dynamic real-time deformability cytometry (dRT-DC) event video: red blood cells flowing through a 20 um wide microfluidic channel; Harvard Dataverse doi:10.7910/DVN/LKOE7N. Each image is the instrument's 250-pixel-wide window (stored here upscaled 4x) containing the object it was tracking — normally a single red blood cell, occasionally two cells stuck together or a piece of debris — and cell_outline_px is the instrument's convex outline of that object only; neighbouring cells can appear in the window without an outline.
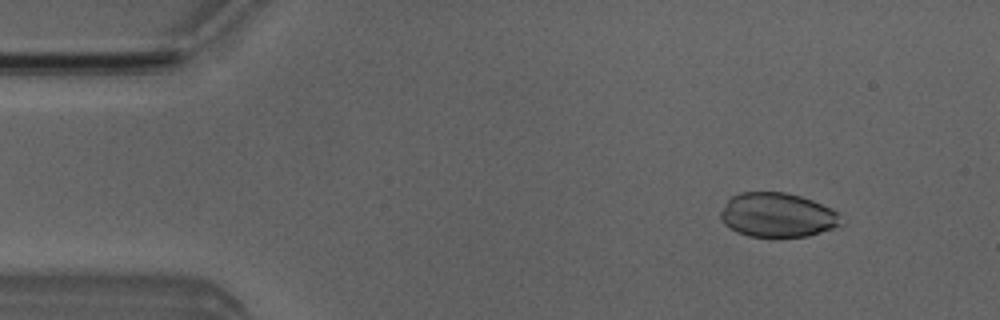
{"species": "Egyptian fruit bat (a non-hibernating species)", "species_latin": "Rousettus aegyptiacus", "temperature_condition": "room temperature", "stored_images_in_passage": 4, "camera_frame_rate_fps": 3000, "um_per_image_px": 0.085, "animal": {"sex": "male"}, "frame": {"image": 1, "passage_image": 2, "time_ms": 1.0, "image_size_px": [1000, 320], "cell_outline_px": [[844, 224], [808, 236], [748, 236], [736, 232], [724, 224], [720, 220], [720, 212], [728, 200], [732, 196], [740, 192], [784, 192], [800, 196], [812, 200], [836, 212]], "centroid_in_image_um": [66.04, 18.27], "position_along_channel_um": 19.0, "area_um2": 30.81}}